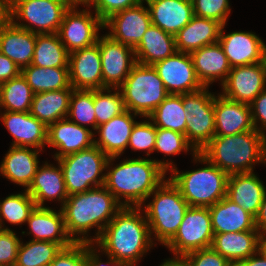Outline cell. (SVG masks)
<instances>
[{"label": "cell", "instance_id": "obj_55", "mask_svg": "<svg viewBox=\"0 0 266 266\" xmlns=\"http://www.w3.org/2000/svg\"><path fill=\"white\" fill-rule=\"evenodd\" d=\"M8 20V5L3 0H0V29Z\"/></svg>", "mask_w": 266, "mask_h": 266}, {"label": "cell", "instance_id": "obj_18", "mask_svg": "<svg viewBox=\"0 0 266 266\" xmlns=\"http://www.w3.org/2000/svg\"><path fill=\"white\" fill-rule=\"evenodd\" d=\"M63 118L47 126V145L58 148L59 152L54 158L64 156L90 148L94 145L93 132L71 121Z\"/></svg>", "mask_w": 266, "mask_h": 266}, {"label": "cell", "instance_id": "obj_61", "mask_svg": "<svg viewBox=\"0 0 266 266\" xmlns=\"http://www.w3.org/2000/svg\"><path fill=\"white\" fill-rule=\"evenodd\" d=\"M265 159H266V135H265Z\"/></svg>", "mask_w": 266, "mask_h": 266}, {"label": "cell", "instance_id": "obj_53", "mask_svg": "<svg viewBox=\"0 0 266 266\" xmlns=\"http://www.w3.org/2000/svg\"><path fill=\"white\" fill-rule=\"evenodd\" d=\"M255 227L261 234H266V191L263 202L261 203L259 211L255 217Z\"/></svg>", "mask_w": 266, "mask_h": 266}, {"label": "cell", "instance_id": "obj_25", "mask_svg": "<svg viewBox=\"0 0 266 266\" xmlns=\"http://www.w3.org/2000/svg\"><path fill=\"white\" fill-rule=\"evenodd\" d=\"M196 77L203 87H208L217 78L222 84L226 80L231 66L219 42L206 45L190 53Z\"/></svg>", "mask_w": 266, "mask_h": 266}, {"label": "cell", "instance_id": "obj_51", "mask_svg": "<svg viewBox=\"0 0 266 266\" xmlns=\"http://www.w3.org/2000/svg\"><path fill=\"white\" fill-rule=\"evenodd\" d=\"M21 74V69L6 55L0 53V84Z\"/></svg>", "mask_w": 266, "mask_h": 266}, {"label": "cell", "instance_id": "obj_41", "mask_svg": "<svg viewBox=\"0 0 266 266\" xmlns=\"http://www.w3.org/2000/svg\"><path fill=\"white\" fill-rule=\"evenodd\" d=\"M67 116L74 119L72 121L80 126L90 124L96 130L94 90L73 89Z\"/></svg>", "mask_w": 266, "mask_h": 266}, {"label": "cell", "instance_id": "obj_23", "mask_svg": "<svg viewBox=\"0 0 266 266\" xmlns=\"http://www.w3.org/2000/svg\"><path fill=\"white\" fill-rule=\"evenodd\" d=\"M37 34L8 20L0 29V53L10 58L21 70L29 66L34 55Z\"/></svg>", "mask_w": 266, "mask_h": 266}, {"label": "cell", "instance_id": "obj_56", "mask_svg": "<svg viewBox=\"0 0 266 266\" xmlns=\"http://www.w3.org/2000/svg\"><path fill=\"white\" fill-rule=\"evenodd\" d=\"M160 266H185L182 256H177L174 259L166 260Z\"/></svg>", "mask_w": 266, "mask_h": 266}, {"label": "cell", "instance_id": "obj_33", "mask_svg": "<svg viewBox=\"0 0 266 266\" xmlns=\"http://www.w3.org/2000/svg\"><path fill=\"white\" fill-rule=\"evenodd\" d=\"M134 51L137 63L154 65L177 52L175 36L151 24Z\"/></svg>", "mask_w": 266, "mask_h": 266}, {"label": "cell", "instance_id": "obj_32", "mask_svg": "<svg viewBox=\"0 0 266 266\" xmlns=\"http://www.w3.org/2000/svg\"><path fill=\"white\" fill-rule=\"evenodd\" d=\"M38 150L11 146L0 165V172L12 182L29 188L38 169Z\"/></svg>", "mask_w": 266, "mask_h": 266}, {"label": "cell", "instance_id": "obj_60", "mask_svg": "<svg viewBox=\"0 0 266 266\" xmlns=\"http://www.w3.org/2000/svg\"><path fill=\"white\" fill-rule=\"evenodd\" d=\"M7 5L11 4L14 0H3Z\"/></svg>", "mask_w": 266, "mask_h": 266}, {"label": "cell", "instance_id": "obj_39", "mask_svg": "<svg viewBox=\"0 0 266 266\" xmlns=\"http://www.w3.org/2000/svg\"><path fill=\"white\" fill-rule=\"evenodd\" d=\"M64 247L50 241L20 242L14 266H50V263Z\"/></svg>", "mask_w": 266, "mask_h": 266}, {"label": "cell", "instance_id": "obj_10", "mask_svg": "<svg viewBox=\"0 0 266 266\" xmlns=\"http://www.w3.org/2000/svg\"><path fill=\"white\" fill-rule=\"evenodd\" d=\"M70 5L63 0H14L8 5L9 20L16 26L36 34L58 33L64 13ZM26 20L30 24L15 22ZM38 27V28H37ZM37 28V29H36Z\"/></svg>", "mask_w": 266, "mask_h": 266}, {"label": "cell", "instance_id": "obj_42", "mask_svg": "<svg viewBox=\"0 0 266 266\" xmlns=\"http://www.w3.org/2000/svg\"><path fill=\"white\" fill-rule=\"evenodd\" d=\"M112 88L94 90V109L97 127L107 123L113 117L123 113L126 108L120 89L113 94ZM107 93H104V92Z\"/></svg>", "mask_w": 266, "mask_h": 266}, {"label": "cell", "instance_id": "obj_11", "mask_svg": "<svg viewBox=\"0 0 266 266\" xmlns=\"http://www.w3.org/2000/svg\"><path fill=\"white\" fill-rule=\"evenodd\" d=\"M213 236L209 208L189 206L175 236L165 246L174 255L183 256L194 250L211 247Z\"/></svg>", "mask_w": 266, "mask_h": 266}, {"label": "cell", "instance_id": "obj_45", "mask_svg": "<svg viewBox=\"0 0 266 266\" xmlns=\"http://www.w3.org/2000/svg\"><path fill=\"white\" fill-rule=\"evenodd\" d=\"M194 16L200 18H210L218 21L222 25L226 24L230 13L228 0H191Z\"/></svg>", "mask_w": 266, "mask_h": 266}, {"label": "cell", "instance_id": "obj_14", "mask_svg": "<svg viewBox=\"0 0 266 266\" xmlns=\"http://www.w3.org/2000/svg\"><path fill=\"white\" fill-rule=\"evenodd\" d=\"M153 67L169 94L181 95L197 91L203 87L196 77L190 53L176 52Z\"/></svg>", "mask_w": 266, "mask_h": 266}, {"label": "cell", "instance_id": "obj_57", "mask_svg": "<svg viewBox=\"0 0 266 266\" xmlns=\"http://www.w3.org/2000/svg\"><path fill=\"white\" fill-rule=\"evenodd\" d=\"M266 234H261L260 236V240H259V249L260 251H262L264 253V255L266 256Z\"/></svg>", "mask_w": 266, "mask_h": 266}, {"label": "cell", "instance_id": "obj_30", "mask_svg": "<svg viewBox=\"0 0 266 266\" xmlns=\"http://www.w3.org/2000/svg\"><path fill=\"white\" fill-rule=\"evenodd\" d=\"M222 24L210 18L194 16L176 35L177 52L191 53L203 46L217 43Z\"/></svg>", "mask_w": 266, "mask_h": 266}, {"label": "cell", "instance_id": "obj_46", "mask_svg": "<svg viewBox=\"0 0 266 266\" xmlns=\"http://www.w3.org/2000/svg\"><path fill=\"white\" fill-rule=\"evenodd\" d=\"M182 258L185 266H233L212 247L191 251Z\"/></svg>", "mask_w": 266, "mask_h": 266}, {"label": "cell", "instance_id": "obj_3", "mask_svg": "<svg viewBox=\"0 0 266 266\" xmlns=\"http://www.w3.org/2000/svg\"><path fill=\"white\" fill-rule=\"evenodd\" d=\"M172 163L141 158L125 160L105 174L104 187L123 207H141L164 181L167 169L174 167ZM123 197L124 203L120 200Z\"/></svg>", "mask_w": 266, "mask_h": 266}, {"label": "cell", "instance_id": "obj_26", "mask_svg": "<svg viewBox=\"0 0 266 266\" xmlns=\"http://www.w3.org/2000/svg\"><path fill=\"white\" fill-rule=\"evenodd\" d=\"M266 188L253 173L232 174L228 177L226 197L256 217Z\"/></svg>", "mask_w": 266, "mask_h": 266}, {"label": "cell", "instance_id": "obj_48", "mask_svg": "<svg viewBox=\"0 0 266 266\" xmlns=\"http://www.w3.org/2000/svg\"><path fill=\"white\" fill-rule=\"evenodd\" d=\"M143 0H87V6L93 4L95 14L104 22L113 14L134 7Z\"/></svg>", "mask_w": 266, "mask_h": 266}, {"label": "cell", "instance_id": "obj_49", "mask_svg": "<svg viewBox=\"0 0 266 266\" xmlns=\"http://www.w3.org/2000/svg\"><path fill=\"white\" fill-rule=\"evenodd\" d=\"M50 266H85V243L74 242L71 246L63 248Z\"/></svg>", "mask_w": 266, "mask_h": 266}, {"label": "cell", "instance_id": "obj_31", "mask_svg": "<svg viewBox=\"0 0 266 266\" xmlns=\"http://www.w3.org/2000/svg\"><path fill=\"white\" fill-rule=\"evenodd\" d=\"M58 168L45 163L43 167H38L33 180L26 191L33 198L36 207H44L45 200L54 198L63 204L68 197L63 172L58 164Z\"/></svg>", "mask_w": 266, "mask_h": 266}, {"label": "cell", "instance_id": "obj_6", "mask_svg": "<svg viewBox=\"0 0 266 266\" xmlns=\"http://www.w3.org/2000/svg\"><path fill=\"white\" fill-rule=\"evenodd\" d=\"M153 201L144 209L150 233L166 245L176 234L189 204L170 179L164 180L152 193ZM152 231V232H151Z\"/></svg>", "mask_w": 266, "mask_h": 266}, {"label": "cell", "instance_id": "obj_4", "mask_svg": "<svg viewBox=\"0 0 266 266\" xmlns=\"http://www.w3.org/2000/svg\"><path fill=\"white\" fill-rule=\"evenodd\" d=\"M200 153L228 175L251 173L256 162L266 163L265 134L253 129L236 135L214 136Z\"/></svg>", "mask_w": 266, "mask_h": 266}, {"label": "cell", "instance_id": "obj_50", "mask_svg": "<svg viewBox=\"0 0 266 266\" xmlns=\"http://www.w3.org/2000/svg\"><path fill=\"white\" fill-rule=\"evenodd\" d=\"M251 119L253 127L256 131L265 134L266 128V88L250 103ZM260 120L263 128L257 126ZM263 129V130H262Z\"/></svg>", "mask_w": 266, "mask_h": 266}, {"label": "cell", "instance_id": "obj_34", "mask_svg": "<svg viewBox=\"0 0 266 266\" xmlns=\"http://www.w3.org/2000/svg\"><path fill=\"white\" fill-rule=\"evenodd\" d=\"M73 89H62L35 93L30 114L46 126L68 117L70 97Z\"/></svg>", "mask_w": 266, "mask_h": 266}, {"label": "cell", "instance_id": "obj_44", "mask_svg": "<svg viewBox=\"0 0 266 266\" xmlns=\"http://www.w3.org/2000/svg\"><path fill=\"white\" fill-rule=\"evenodd\" d=\"M156 127L152 122H137L132 128L127 146L133 150H147L148 156L155 149Z\"/></svg>", "mask_w": 266, "mask_h": 266}, {"label": "cell", "instance_id": "obj_2", "mask_svg": "<svg viewBox=\"0 0 266 266\" xmlns=\"http://www.w3.org/2000/svg\"><path fill=\"white\" fill-rule=\"evenodd\" d=\"M141 208L123 207L96 241L107 256L126 266H135L140 257L153 245L148 222L140 215Z\"/></svg>", "mask_w": 266, "mask_h": 266}, {"label": "cell", "instance_id": "obj_7", "mask_svg": "<svg viewBox=\"0 0 266 266\" xmlns=\"http://www.w3.org/2000/svg\"><path fill=\"white\" fill-rule=\"evenodd\" d=\"M121 89L125 108L148 117L169 95L153 65L136 63Z\"/></svg>", "mask_w": 266, "mask_h": 266}, {"label": "cell", "instance_id": "obj_36", "mask_svg": "<svg viewBox=\"0 0 266 266\" xmlns=\"http://www.w3.org/2000/svg\"><path fill=\"white\" fill-rule=\"evenodd\" d=\"M34 93L73 89L69 80V68H43L29 65L21 70Z\"/></svg>", "mask_w": 266, "mask_h": 266}, {"label": "cell", "instance_id": "obj_24", "mask_svg": "<svg viewBox=\"0 0 266 266\" xmlns=\"http://www.w3.org/2000/svg\"><path fill=\"white\" fill-rule=\"evenodd\" d=\"M30 233L35 238L33 241H50L61 244L64 248L71 246L74 242L67 235L62 210L57 213L48 207H35L30 213L27 221Z\"/></svg>", "mask_w": 266, "mask_h": 266}, {"label": "cell", "instance_id": "obj_37", "mask_svg": "<svg viewBox=\"0 0 266 266\" xmlns=\"http://www.w3.org/2000/svg\"><path fill=\"white\" fill-rule=\"evenodd\" d=\"M186 114L182 94H169L147 118L153 121L156 128L169 129L185 135Z\"/></svg>", "mask_w": 266, "mask_h": 266}, {"label": "cell", "instance_id": "obj_5", "mask_svg": "<svg viewBox=\"0 0 266 266\" xmlns=\"http://www.w3.org/2000/svg\"><path fill=\"white\" fill-rule=\"evenodd\" d=\"M195 161L207 163L208 166L179 173L173 167L174 173L169 179L179 189L182 197L191 207H211L227 195L229 175L207 160L200 152L193 154Z\"/></svg>", "mask_w": 266, "mask_h": 266}, {"label": "cell", "instance_id": "obj_38", "mask_svg": "<svg viewBox=\"0 0 266 266\" xmlns=\"http://www.w3.org/2000/svg\"><path fill=\"white\" fill-rule=\"evenodd\" d=\"M34 94L26 79L20 74L0 84V107L10 112H30Z\"/></svg>", "mask_w": 266, "mask_h": 266}, {"label": "cell", "instance_id": "obj_15", "mask_svg": "<svg viewBox=\"0 0 266 266\" xmlns=\"http://www.w3.org/2000/svg\"><path fill=\"white\" fill-rule=\"evenodd\" d=\"M144 0L138 5L124 9L110 16L103 22V27H109L107 35L122 44L135 48L142 36L151 25L149 9L144 7Z\"/></svg>", "mask_w": 266, "mask_h": 266}, {"label": "cell", "instance_id": "obj_52", "mask_svg": "<svg viewBox=\"0 0 266 266\" xmlns=\"http://www.w3.org/2000/svg\"><path fill=\"white\" fill-rule=\"evenodd\" d=\"M91 245V243H85V266H104V263L99 261V256L97 255L95 249H93V246L91 247ZM108 258L110 260L106 264H110L112 266H126L111 256H108Z\"/></svg>", "mask_w": 266, "mask_h": 266}, {"label": "cell", "instance_id": "obj_12", "mask_svg": "<svg viewBox=\"0 0 266 266\" xmlns=\"http://www.w3.org/2000/svg\"><path fill=\"white\" fill-rule=\"evenodd\" d=\"M75 9V6H70L64 13L57 33L69 54L95 45L99 29L104 28L97 15L93 17L86 9L80 12Z\"/></svg>", "mask_w": 266, "mask_h": 266}, {"label": "cell", "instance_id": "obj_43", "mask_svg": "<svg viewBox=\"0 0 266 266\" xmlns=\"http://www.w3.org/2000/svg\"><path fill=\"white\" fill-rule=\"evenodd\" d=\"M191 147L193 153L196 154L197 151L187 141L184 134L169 129L156 128L155 151H160L165 155H176L182 150L189 151L188 149Z\"/></svg>", "mask_w": 266, "mask_h": 266}, {"label": "cell", "instance_id": "obj_35", "mask_svg": "<svg viewBox=\"0 0 266 266\" xmlns=\"http://www.w3.org/2000/svg\"><path fill=\"white\" fill-rule=\"evenodd\" d=\"M69 53L57 33L37 34L31 65L69 68Z\"/></svg>", "mask_w": 266, "mask_h": 266}, {"label": "cell", "instance_id": "obj_40", "mask_svg": "<svg viewBox=\"0 0 266 266\" xmlns=\"http://www.w3.org/2000/svg\"><path fill=\"white\" fill-rule=\"evenodd\" d=\"M36 207L33 198L25 190L22 194H13L0 202V229L2 228V217L10 224H22L27 221L30 213Z\"/></svg>", "mask_w": 266, "mask_h": 266}, {"label": "cell", "instance_id": "obj_9", "mask_svg": "<svg viewBox=\"0 0 266 266\" xmlns=\"http://www.w3.org/2000/svg\"><path fill=\"white\" fill-rule=\"evenodd\" d=\"M208 87L182 94L183 108L186 110L187 141L200 152L215 136L214 94Z\"/></svg>", "mask_w": 266, "mask_h": 266}, {"label": "cell", "instance_id": "obj_1", "mask_svg": "<svg viewBox=\"0 0 266 266\" xmlns=\"http://www.w3.org/2000/svg\"><path fill=\"white\" fill-rule=\"evenodd\" d=\"M61 206L67 235L73 242L91 244L100 238L104 228L123 208L104 186L70 195ZM94 226L98 229L96 237H77V234L86 235Z\"/></svg>", "mask_w": 266, "mask_h": 266}, {"label": "cell", "instance_id": "obj_13", "mask_svg": "<svg viewBox=\"0 0 266 266\" xmlns=\"http://www.w3.org/2000/svg\"><path fill=\"white\" fill-rule=\"evenodd\" d=\"M102 66V89L116 91L125 82L133 66L137 63L134 48L111 39L107 34L98 37ZM134 56L130 57L129 56Z\"/></svg>", "mask_w": 266, "mask_h": 266}, {"label": "cell", "instance_id": "obj_47", "mask_svg": "<svg viewBox=\"0 0 266 266\" xmlns=\"http://www.w3.org/2000/svg\"><path fill=\"white\" fill-rule=\"evenodd\" d=\"M20 240L10 229H0V266H14Z\"/></svg>", "mask_w": 266, "mask_h": 266}, {"label": "cell", "instance_id": "obj_22", "mask_svg": "<svg viewBox=\"0 0 266 266\" xmlns=\"http://www.w3.org/2000/svg\"><path fill=\"white\" fill-rule=\"evenodd\" d=\"M151 24L175 36L194 17L191 0H145Z\"/></svg>", "mask_w": 266, "mask_h": 266}, {"label": "cell", "instance_id": "obj_28", "mask_svg": "<svg viewBox=\"0 0 266 266\" xmlns=\"http://www.w3.org/2000/svg\"><path fill=\"white\" fill-rule=\"evenodd\" d=\"M209 212L214 234L258 231L255 218L227 197L209 207Z\"/></svg>", "mask_w": 266, "mask_h": 266}, {"label": "cell", "instance_id": "obj_58", "mask_svg": "<svg viewBox=\"0 0 266 266\" xmlns=\"http://www.w3.org/2000/svg\"><path fill=\"white\" fill-rule=\"evenodd\" d=\"M261 65L263 67L264 70V74H265V80H266V45H264L263 51H262V57H261Z\"/></svg>", "mask_w": 266, "mask_h": 266}, {"label": "cell", "instance_id": "obj_59", "mask_svg": "<svg viewBox=\"0 0 266 266\" xmlns=\"http://www.w3.org/2000/svg\"><path fill=\"white\" fill-rule=\"evenodd\" d=\"M70 6L77 7L78 4H84V6L87 4V0H63Z\"/></svg>", "mask_w": 266, "mask_h": 266}, {"label": "cell", "instance_id": "obj_19", "mask_svg": "<svg viewBox=\"0 0 266 266\" xmlns=\"http://www.w3.org/2000/svg\"><path fill=\"white\" fill-rule=\"evenodd\" d=\"M215 136L236 135L254 129L250 104L214 96Z\"/></svg>", "mask_w": 266, "mask_h": 266}, {"label": "cell", "instance_id": "obj_21", "mask_svg": "<svg viewBox=\"0 0 266 266\" xmlns=\"http://www.w3.org/2000/svg\"><path fill=\"white\" fill-rule=\"evenodd\" d=\"M1 119L14 138L12 146L39 148L41 151L47 143V126L30 112L6 111Z\"/></svg>", "mask_w": 266, "mask_h": 266}, {"label": "cell", "instance_id": "obj_54", "mask_svg": "<svg viewBox=\"0 0 266 266\" xmlns=\"http://www.w3.org/2000/svg\"><path fill=\"white\" fill-rule=\"evenodd\" d=\"M256 254L257 256L259 255L258 258L256 257ZM236 266H266V256L259 249L257 252H255V254L251 255L245 260L240 261Z\"/></svg>", "mask_w": 266, "mask_h": 266}, {"label": "cell", "instance_id": "obj_20", "mask_svg": "<svg viewBox=\"0 0 266 266\" xmlns=\"http://www.w3.org/2000/svg\"><path fill=\"white\" fill-rule=\"evenodd\" d=\"M222 25L218 42L220 43L231 68L261 62L264 42L251 32H232L224 35Z\"/></svg>", "mask_w": 266, "mask_h": 266}, {"label": "cell", "instance_id": "obj_29", "mask_svg": "<svg viewBox=\"0 0 266 266\" xmlns=\"http://www.w3.org/2000/svg\"><path fill=\"white\" fill-rule=\"evenodd\" d=\"M259 231L214 234L211 247L233 266L259 250Z\"/></svg>", "mask_w": 266, "mask_h": 266}, {"label": "cell", "instance_id": "obj_16", "mask_svg": "<svg viewBox=\"0 0 266 266\" xmlns=\"http://www.w3.org/2000/svg\"><path fill=\"white\" fill-rule=\"evenodd\" d=\"M223 96L250 104L265 88L266 80L261 63L231 68L223 84Z\"/></svg>", "mask_w": 266, "mask_h": 266}, {"label": "cell", "instance_id": "obj_27", "mask_svg": "<svg viewBox=\"0 0 266 266\" xmlns=\"http://www.w3.org/2000/svg\"><path fill=\"white\" fill-rule=\"evenodd\" d=\"M135 120L127 109L113 117L107 123L96 128L100 135L99 140H94V145L99 147L108 157H119L127 148L129 137Z\"/></svg>", "mask_w": 266, "mask_h": 266}, {"label": "cell", "instance_id": "obj_17", "mask_svg": "<svg viewBox=\"0 0 266 266\" xmlns=\"http://www.w3.org/2000/svg\"><path fill=\"white\" fill-rule=\"evenodd\" d=\"M69 80L73 89H102V66L99 45L69 54Z\"/></svg>", "mask_w": 266, "mask_h": 266}, {"label": "cell", "instance_id": "obj_8", "mask_svg": "<svg viewBox=\"0 0 266 266\" xmlns=\"http://www.w3.org/2000/svg\"><path fill=\"white\" fill-rule=\"evenodd\" d=\"M117 157H108L96 145L56 159L63 172L68 196L104 186L105 175H99ZM93 185L90 186V185Z\"/></svg>", "mask_w": 266, "mask_h": 266}]
</instances>
